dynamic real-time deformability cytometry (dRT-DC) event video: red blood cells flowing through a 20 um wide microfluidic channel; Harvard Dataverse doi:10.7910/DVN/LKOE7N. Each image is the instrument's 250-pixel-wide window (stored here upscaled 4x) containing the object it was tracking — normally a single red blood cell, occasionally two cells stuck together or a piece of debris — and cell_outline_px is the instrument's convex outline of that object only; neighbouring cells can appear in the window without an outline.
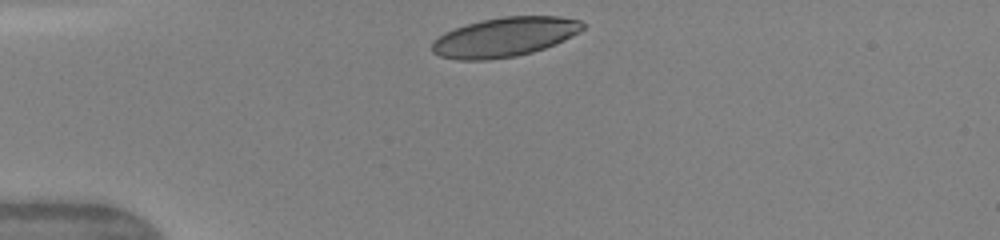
{"species": "human", "species_latin": "Homo sapiens", "temperature_condition": "warm", "stored_images_in_passage": 30, "camera_frame_rate_fps": 3000, "um_per_image_px": 0.085, "donor": {"sex": "female"}, "frame": {"image": 1, "passage_image": 1, "time_ms": 0.0, "image_size_px": [1000, 240], "cell_outline_px": [[584, 28], [580, 32], [556, 44], [532, 52], [516, 56], [488, 60], [456, 60], [440, 56], [432, 52], [432, 40], [444, 32], [480, 20], [504, 16], [560, 16], [580, 20], [584, 24]], "centroid_in_image_um": [42.89, 3.15], "position_along_channel_um": 42.1, "area_um2": 34.74}}
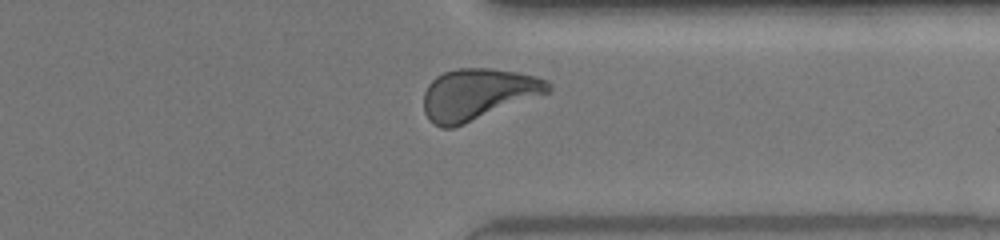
{"frame": {"image": 2, "passage_image": 27, "time_ms": 8.667, "image_size_px": [1000, 240], "cell_outline_px": [[552, 92], [464, 124], [452, 128], [440, 128], [432, 124], [428, 120], [424, 112], [424, 92], [428, 84], [436, 76], [444, 72], [456, 68], [492, 68], [516, 72], [536, 76], [548, 80], [552, 84]], "centroid_in_image_um": [40.63, 8.01], "position_along_channel_um": 370.8, "area_um2": 37.69}, "authors_computed_cell_mechanics": {"area_um2": 36.0094, "velocity_mm_per_s": 4.1863, "shape_relaxation_time_tau1_ms": 3.0278, "shape_relaxation_time_tau2_ms": 0.8406, "deformation_change_tau1": 0.1564, "deformation_change_tau2": 0.0752}}